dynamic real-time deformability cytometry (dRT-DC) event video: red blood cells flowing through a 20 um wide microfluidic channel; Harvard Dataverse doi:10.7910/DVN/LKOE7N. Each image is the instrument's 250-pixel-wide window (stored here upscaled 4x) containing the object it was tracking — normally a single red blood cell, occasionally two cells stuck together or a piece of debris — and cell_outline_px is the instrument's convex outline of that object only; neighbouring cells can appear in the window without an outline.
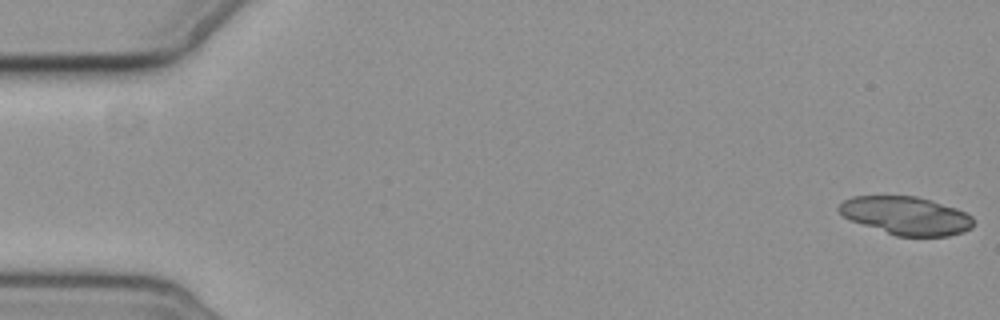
{"species": "common noctule bat (a hibernating species)", "species_latin": "Nyctalus noctula", "temperature_condition": "cold", "stored_images_in_passage": 6, "camera_frame_rate_fps": 3000, "um_per_image_px": 0.085, "animal": {"sex": "female", "body_mass_g": 19.3, "forearm_length_mm": 54.1}, "frame": {"image": 1, "passage_image": 1, "time_ms": 0.0, "image_size_px": [1000, 320], "cell_outline_px": [[972, 228], [964, 232], [948, 236], [896, 236], [852, 220], [844, 216], [836, 208], [844, 200], [852, 196], [916, 196], [932, 200], [956, 208], [972, 216]], "centroid_in_image_um": [77.04, 18.32], "position_along_channel_um": 8.0, "area_um2": 29.71}}